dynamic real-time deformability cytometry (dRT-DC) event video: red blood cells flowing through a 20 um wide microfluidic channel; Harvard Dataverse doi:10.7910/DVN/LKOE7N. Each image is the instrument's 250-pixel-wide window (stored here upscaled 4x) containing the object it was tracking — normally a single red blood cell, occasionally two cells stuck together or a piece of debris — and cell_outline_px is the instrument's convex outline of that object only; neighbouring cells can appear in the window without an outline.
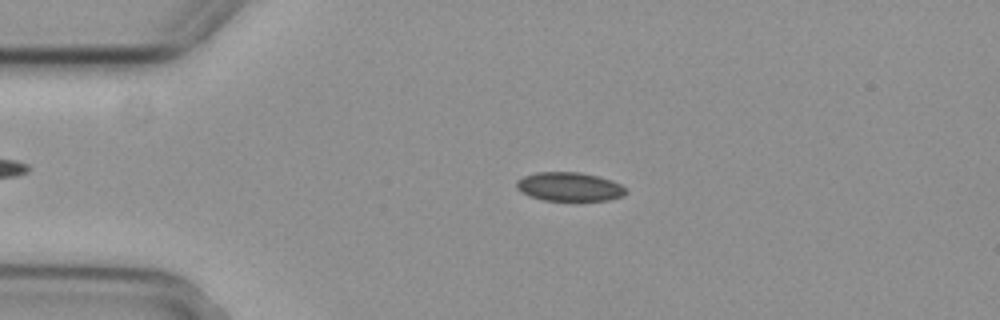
{"species": "common noctule bat (a hibernating species)", "species_latin": "Nyctalus noctula", "temperature_condition": "cold", "stored_images_in_passage": 4, "camera_frame_rate_fps": 3000, "um_per_image_px": 0.085, "animal": {"sex": "female", "body_mass_g": 29.2, "forearm_length_mm": 56.3}, "frame": {"image": 1, "passage_image": 3, "time_ms": 0.667, "image_size_px": [1000, 320], "cell_outline_px": [[628, 192], [624, 196], [608, 200], [572, 204], [544, 200], [528, 196], [520, 192], [516, 188], [516, 180], [524, 176], [536, 172], [580, 172], [600, 176], [612, 180], [628, 188]], "centroid_in_image_um": [48.44, 15.92], "position_along_channel_um": 36.6, "area_um2": 19.59}}